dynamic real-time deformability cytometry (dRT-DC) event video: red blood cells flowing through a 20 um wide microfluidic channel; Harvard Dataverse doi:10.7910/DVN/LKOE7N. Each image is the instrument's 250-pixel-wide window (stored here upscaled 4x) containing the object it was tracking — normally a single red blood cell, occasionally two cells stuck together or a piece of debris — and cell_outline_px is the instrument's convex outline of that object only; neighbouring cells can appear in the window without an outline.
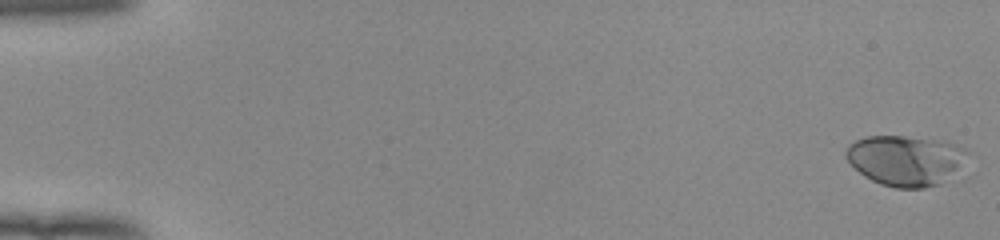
{"species": "human", "species_latin": "Homo sapiens", "temperature_condition": "room temperature", "stored_images_in_passage": 54, "camera_frame_rate_fps": 3000, "um_per_image_px": 0.085, "donor": {"sex": "female"}, "frame": {"image": 1, "passage_image": 1, "time_ms": 0.0, "image_size_px": [1000, 240], "cell_outline_px": [[968, 152], [956, 172], [940, 184], [924, 188], [896, 188], [880, 184], [864, 176], [844, 156], [844, 152], [848, 144], [856, 140], [868, 136], [904, 136], [948, 140], [968, 148]], "centroid_in_image_um": [76.99, 13.61], "position_along_channel_um": 8.0, "area_um2": 35.95}}
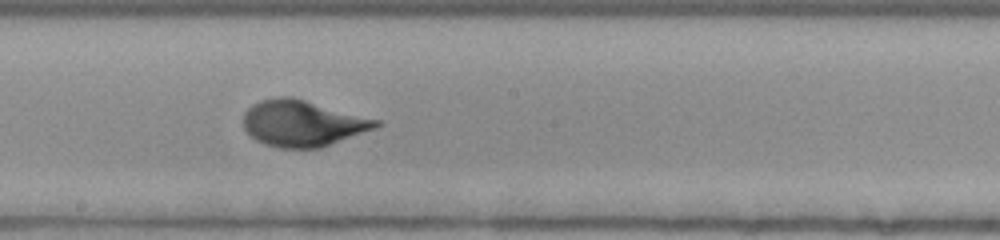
{"frame": {"image": 2, "passage_image": 31, "time_ms": 10.0, "image_size_px": [1000, 240], "cell_outline_px": [[384, 124], [376, 128], [320, 148], [280, 148], [264, 144], [256, 140], [244, 128], [244, 112], [252, 104], [260, 100], [276, 96], [292, 96], [380, 120]], "centroid_in_image_um": [25.73, 10.47], "position_along_channel_um": 222.5, "area_um2": 35.84}}
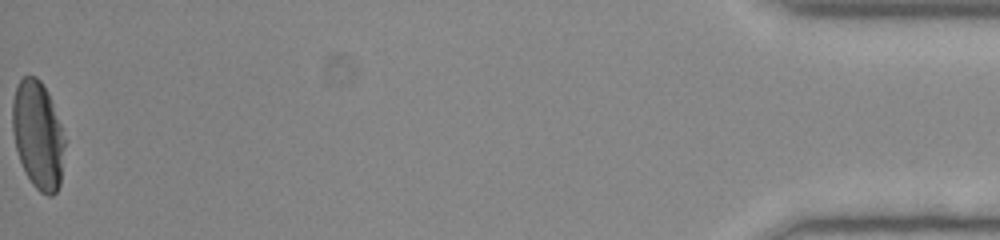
{"frame": {"image": 3, "passage_image": 54, "time_ms": 17.667, "image_size_px": [1000, 240], "cell_outline_px": [[64, 144], [60, 184], [56, 192], [52, 196], [48, 196], [40, 192], [32, 184], [20, 160], [16, 148], [12, 132], [12, 100], [16, 84], [24, 76], [36, 76], [40, 80], [48, 92], [60, 124], [64, 140]], "centroid_in_image_um": [3.2, 11.45], "position_along_channel_um": 432.0, "area_um2": 32.66}, "authors_computed_cell_mechanics": {"area_um2": 33.6396, "velocity_mm_per_s": 3.9148, "shape_relaxation_time_tau1_ms": 3.9632, "shape_relaxation_time_tau2_ms": null, "deformation_change_tau1": 0.1947, "deformation_change_tau2": null}}